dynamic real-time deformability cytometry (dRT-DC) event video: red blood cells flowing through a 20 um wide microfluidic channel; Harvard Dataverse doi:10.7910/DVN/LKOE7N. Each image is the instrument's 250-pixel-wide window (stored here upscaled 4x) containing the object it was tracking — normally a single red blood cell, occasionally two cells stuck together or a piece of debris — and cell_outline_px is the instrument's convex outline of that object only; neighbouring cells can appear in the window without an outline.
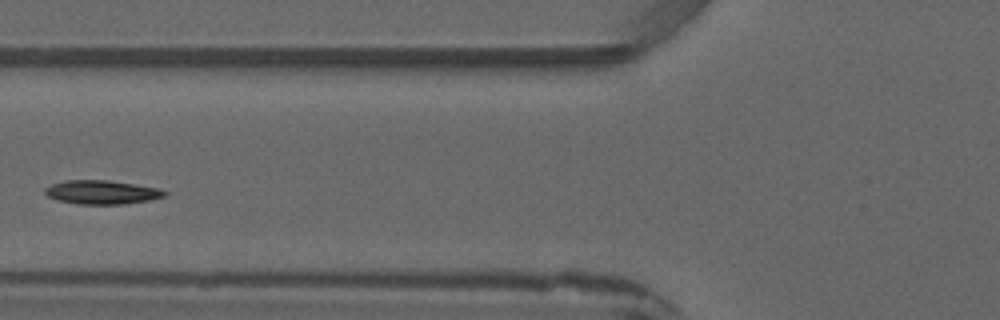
{"species": "common noctule bat (a hibernating species)", "species_latin": "Nyctalus noctula", "temperature_condition": "warm", "stored_images_in_passage": 2, "camera_frame_rate_fps": 3000, "um_per_image_px": 0.085, "animal": {"sex": "male", "forearm_length_mm": 52.5}, "frame": {"image": 1, "passage_image": 2, "time_ms": 1.333, "image_size_px": [1000, 320], "cell_outline_px": [[168, 196], [148, 200], [124, 204], [80, 204], [60, 200], [48, 196], [44, 192], [44, 188], [52, 184], [64, 180], [108, 180], [160, 188], [168, 192]], "centroid_in_image_um": [8.69, 16.33], "position_along_channel_um": 117.1, "area_um2": 16.59}}